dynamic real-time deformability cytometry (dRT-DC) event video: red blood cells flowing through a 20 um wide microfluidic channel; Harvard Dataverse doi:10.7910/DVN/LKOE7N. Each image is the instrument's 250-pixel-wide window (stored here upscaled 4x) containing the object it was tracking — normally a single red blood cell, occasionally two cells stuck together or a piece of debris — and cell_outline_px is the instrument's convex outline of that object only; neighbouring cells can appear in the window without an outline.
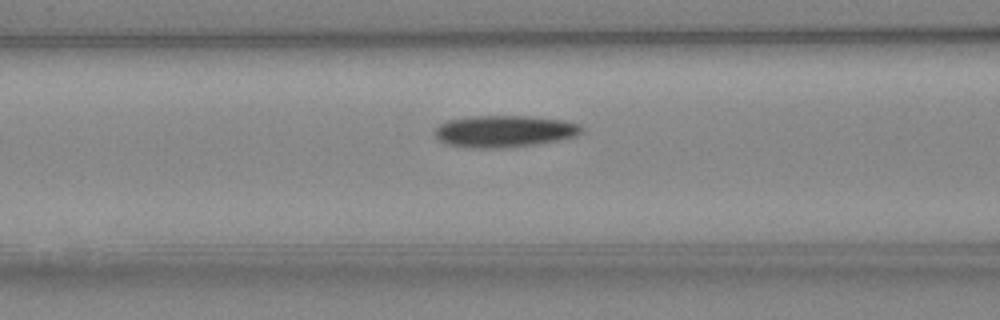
{"species": "Egyptian fruit bat (a non-hibernating species)", "species_latin": "Rousettus aegyptiacus", "temperature_condition": "cold", "stored_images_in_passage": 35, "camera_frame_rate_fps": 3000, "um_per_image_px": 0.085, "animal": {"sex": "female"}, "frame": {"image": 1, "passage_image": 12, "time_ms": 3.667, "image_size_px": [1000, 320], "cell_outline_px": [[584, 132], [576, 136], [536, 144], [504, 148], [468, 148], [448, 144], [436, 140], [432, 132], [440, 124], [448, 120], [468, 116], [528, 116], [564, 120], [580, 124], [584, 128]], "centroid_in_image_um": [42.84, 11.16], "position_along_channel_um": 123.8, "area_um2": 27.57}}
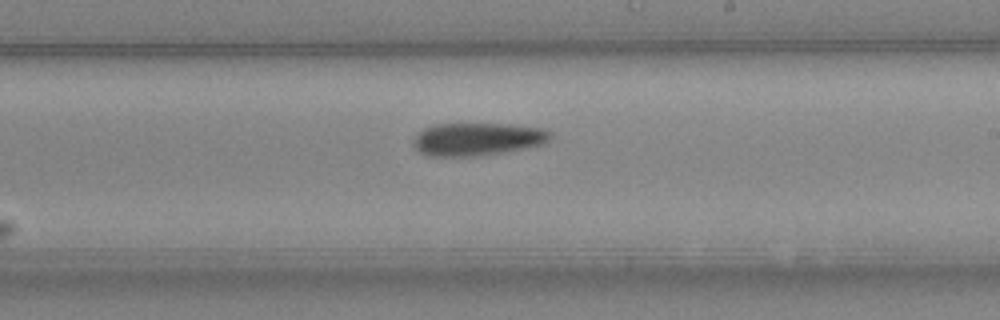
{"frame": {"image": 2, "passage_image": 21, "time_ms": 6.667, "image_size_px": [1000, 320], "cell_outline_px": [[552, 136], [544, 144], [508, 152], [476, 156], [428, 156], [420, 152], [412, 144], [412, 140], [424, 128], [436, 124], [508, 124], [540, 128], [552, 132]], "centroid_in_image_um": [40.59, 11.83], "position_along_channel_um": 248.4, "area_um2": 26.3}}
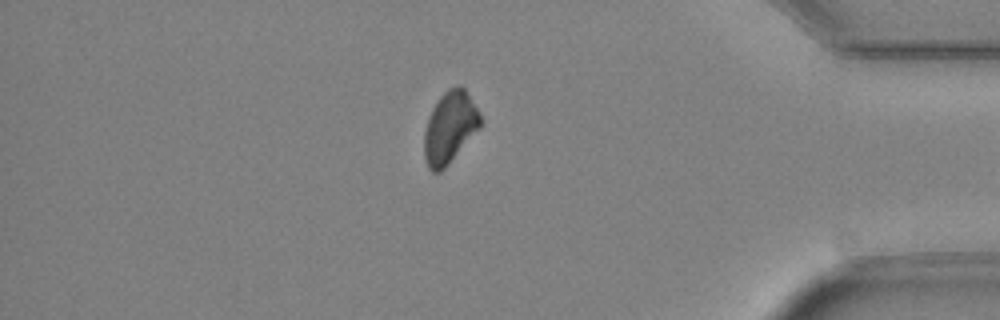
{"frame": {"image": 3, "passage_image": 34, "time_ms": 11.0, "image_size_px": [1000, 320], "cell_outline_px": [[480, 128], [448, 164], [440, 172], [432, 172], [428, 168], [424, 156], [424, 132], [432, 108], [440, 96], [448, 88], [456, 84], [460, 84], [464, 88], [480, 112]], "centroid_in_image_um": [38.23, 10.81], "position_along_channel_um": 397.0, "area_um2": 23.41}}